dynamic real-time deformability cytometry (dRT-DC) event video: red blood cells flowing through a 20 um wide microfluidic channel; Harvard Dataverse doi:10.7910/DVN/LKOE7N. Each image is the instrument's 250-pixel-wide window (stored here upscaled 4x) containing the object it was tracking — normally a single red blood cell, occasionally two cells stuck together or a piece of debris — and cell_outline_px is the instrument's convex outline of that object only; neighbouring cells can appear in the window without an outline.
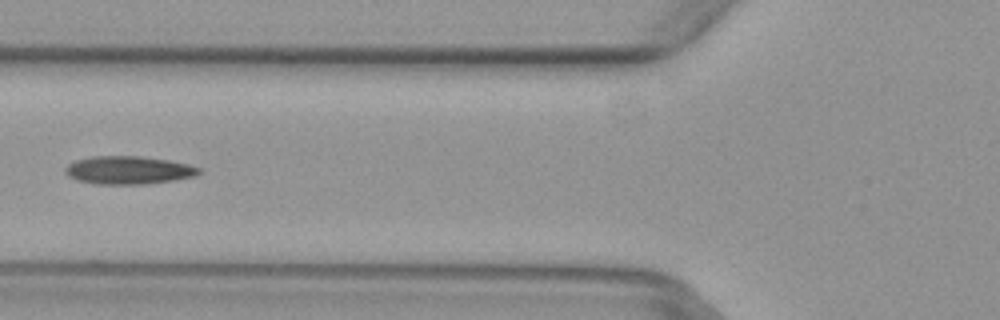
{"species": "common noctule bat (a hibernating species)", "species_latin": "Nyctalus noctula", "temperature_condition": "warm", "stored_images_in_passage": 3, "camera_frame_rate_fps": 3000, "um_per_image_px": 0.085, "animal": {"sex": "female", "body_mass_g": 29.2, "forearm_length_mm": 56.3}, "frame": {"image": 1, "passage_image": 2, "time_ms": 0.333, "image_size_px": [1000, 320], "cell_outline_px": [[204, 172], [196, 176], [148, 184], [96, 184], [76, 180], [68, 176], [64, 172], [64, 168], [68, 164], [76, 160], [92, 156], [140, 156], [168, 160], [188, 164], [200, 168]], "centroid_in_image_um": [10.92, 14.46], "position_along_channel_um": 114.9, "area_um2": 22.02}}
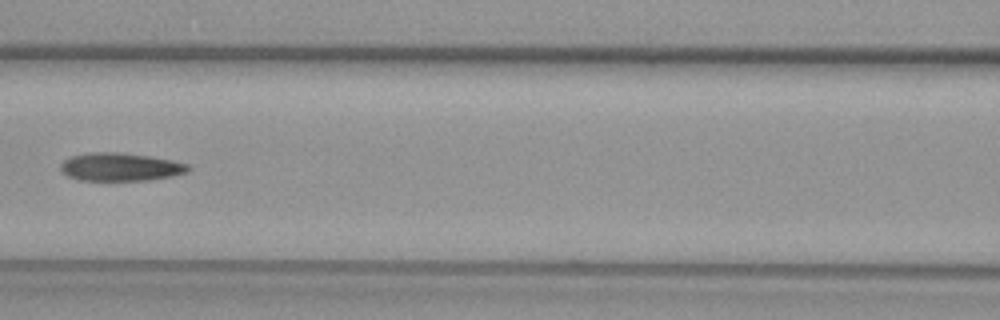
{"frame": {"image": 2, "passage_image": 3, "time_ms": 0.667, "image_size_px": [1000, 320], "cell_outline_px": [[192, 168], [188, 172], [172, 176], [148, 180], [80, 180], [68, 176], [60, 168], [60, 164], [64, 160], [72, 156], [92, 152], [120, 152], [148, 156], [172, 160], [188, 164]], "centroid_in_image_um": [10.26, 14.19], "position_along_channel_um": 156.3, "area_um2": 20.81}}